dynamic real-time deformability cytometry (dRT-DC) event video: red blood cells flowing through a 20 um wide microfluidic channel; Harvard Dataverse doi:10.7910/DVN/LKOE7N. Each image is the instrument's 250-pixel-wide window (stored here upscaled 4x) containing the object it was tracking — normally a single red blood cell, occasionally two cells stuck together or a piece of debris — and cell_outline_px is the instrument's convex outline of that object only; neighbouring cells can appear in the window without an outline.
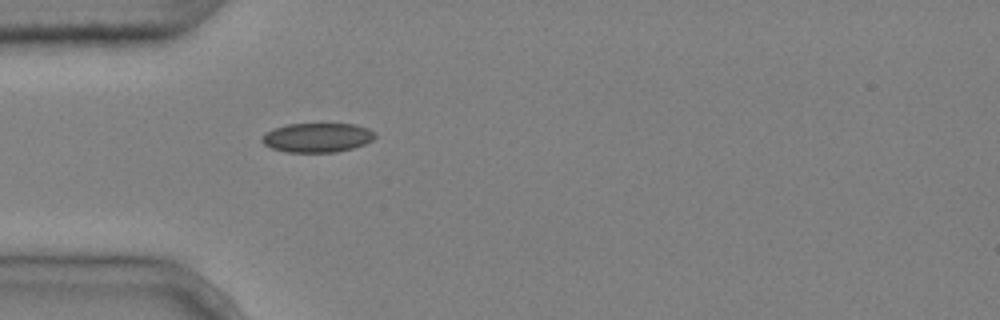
{"species": "common noctule bat (a hibernating species)", "species_latin": "Nyctalus noctula", "temperature_condition": "cold", "stored_images_in_passage": 1, "camera_frame_rate_fps": 3000, "um_per_image_px": 0.085, "animal": {"sex": "male", "body_mass_g": 20.4}, "frame": {"image": 1, "passage_image": 1, "time_ms": 0.0, "image_size_px": [1000, 320], "cell_outline_px": [[376, 136], [372, 140], [364, 144], [352, 148], [336, 152], [288, 152], [272, 148], [264, 144], [260, 140], [268, 132], [276, 128], [288, 124], [356, 124], [368, 128], [376, 132]], "centroid_in_image_um": [27.02, 11.69], "position_along_channel_um": 58.0, "area_um2": 19.13}}